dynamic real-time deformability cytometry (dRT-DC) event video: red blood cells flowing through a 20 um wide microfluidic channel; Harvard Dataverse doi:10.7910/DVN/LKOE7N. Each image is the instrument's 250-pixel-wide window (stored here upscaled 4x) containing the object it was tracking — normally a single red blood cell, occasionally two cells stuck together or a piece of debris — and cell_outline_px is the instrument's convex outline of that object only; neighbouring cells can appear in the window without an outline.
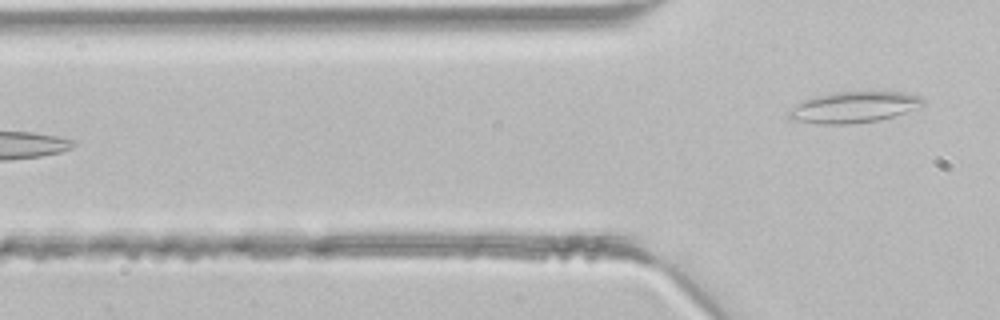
{"species": "common noctule bat (a hibernating species)", "species_latin": "Nyctalus noctula", "temperature_condition": "room temperature", "stored_images_in_passage": 4, "camera_frame_rate_fps": 3000, "um_per_image_px": 0.085, "animal": {"sex": "male", "body_mass_g": 21.5, "forearm_length_mm": 52.0}, "frame": {"image": 1, "passage_image": 4, "time_ms": 1.0, "image_size_px": [1000, 320], "cell_outline_px": [[924, 104], [904, 112], [880, 120], [848, 124], [820, 124], [792, 120], [788, 116], [788, 112], [800, 100], [812, 96], [836, 92], [904, 92], [920, 96], [924, 100]], "centroid_in_image_um": [72.51, 9.1], "position_along_channel_um": 53.3, "area_um2": 24.22}}